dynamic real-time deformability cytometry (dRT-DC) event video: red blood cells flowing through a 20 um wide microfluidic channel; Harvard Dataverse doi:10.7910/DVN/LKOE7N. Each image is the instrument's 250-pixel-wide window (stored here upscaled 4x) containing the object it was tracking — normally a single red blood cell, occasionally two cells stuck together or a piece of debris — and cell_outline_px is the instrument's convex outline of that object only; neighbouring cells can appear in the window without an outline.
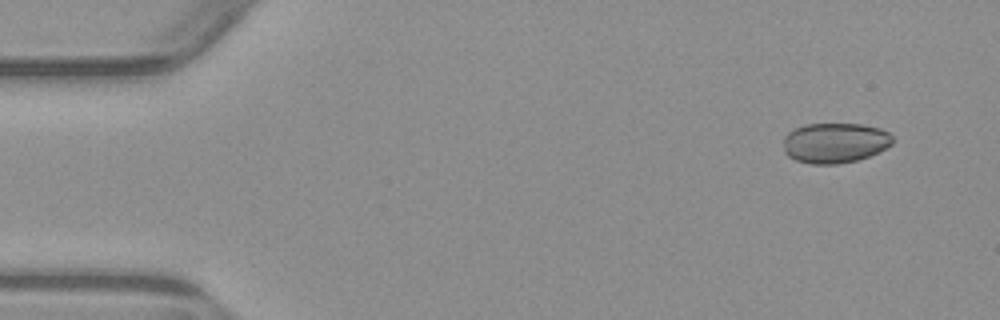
{"species": "common noctule bat (a hibernating species)", "species_latin": "Nyctalus noctula", "temperature_condition": "warm", "stored_images_in_passage": 5, "segment_of_instrument_passage": [2, 2], "camera_frame_rate_fps": 3000, "um_per_image_px": 0.085, "animal": {"sex": "male", "body_mass_g": 23.1, "forearm_length_mm": 52.7}, "frame": {"image": 1, "passage_image": 5, "time_ms": 5.0, "image_size_px": [1000, 320], "cell_outline_px": [[896, 140], [892, 144], [880, 152], [856, 160], [836, 164], [812, 164], [796, 160], [788, 156], [784, 152], [784, 136], [792, 128], [804, 124], [864, 124], [880, 128], [888, 132]], "centroid_in_image_um": [70.97, 12.13], "position_along_channel_um": 14.0, "area_um2": 25.89}}